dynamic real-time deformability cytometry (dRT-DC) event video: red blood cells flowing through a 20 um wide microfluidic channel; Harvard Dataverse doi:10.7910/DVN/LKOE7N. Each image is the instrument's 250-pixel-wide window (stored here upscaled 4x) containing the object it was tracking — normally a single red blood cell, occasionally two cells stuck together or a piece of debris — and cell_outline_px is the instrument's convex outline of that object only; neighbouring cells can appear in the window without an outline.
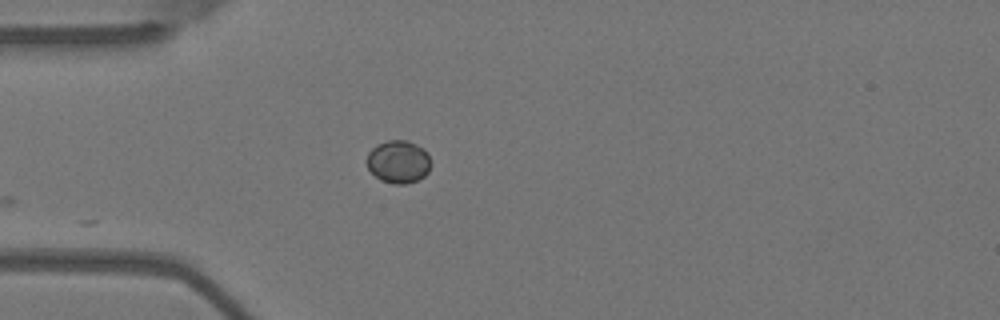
{"species": "Egyptian fruit bat (a non-hibernating species)", "species_latin": "Rousettus aegyptiacus", "temperature_condition": "warm", "stored_images_in_passage": 11, "camera_frame_rate_fps": 3000, "um_per_image_px": 0.085, "animal": {"sex": "female"}, "frame": {"image": 1, "passage_image": 1, "time_ms": 0.0, "image_size_px": [1000, 320], "cell_outline_px": [[428, 172], [424, 176], [416, 180], [404, 184], [392, 184], [380, 180], [368, 168], [368, 152], [376, 144], [388, 140], [408, 140], [424, 148], [428, 152]], "centroid_in_image_um": [33.85, 13.73], "position_along_channel_um": 51.2, "area_um2": 15.84}}
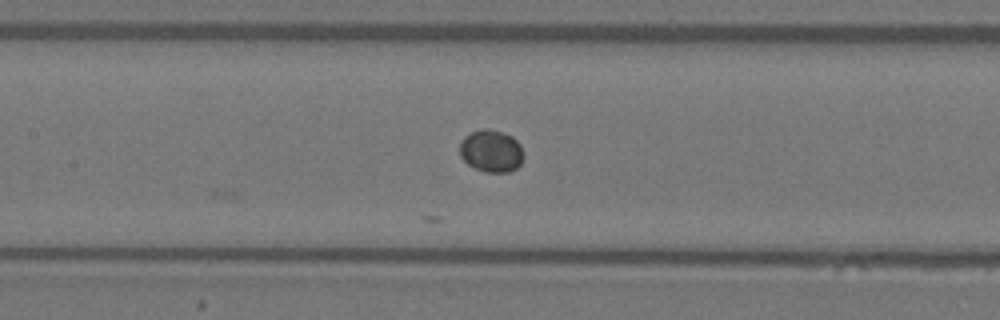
{"frame": {"image": 2, "passage_image": 11, "time_ms": 3.333, "image_size_px": [1000, 320], "cell_outline_px": [[524, 156], [520, 164], [516, 168], [508, 172], [484, 172], [468, 164], [460, 156], [460, 140], [464, 136], [472, 132], [484, 128], [492, 128], [512, 136], [520, 144], [524, 152]], "centroid_in_image_um": [41.76, 12.82], "position_along_channel_um": 165.6, "area_um2": 15.9}}